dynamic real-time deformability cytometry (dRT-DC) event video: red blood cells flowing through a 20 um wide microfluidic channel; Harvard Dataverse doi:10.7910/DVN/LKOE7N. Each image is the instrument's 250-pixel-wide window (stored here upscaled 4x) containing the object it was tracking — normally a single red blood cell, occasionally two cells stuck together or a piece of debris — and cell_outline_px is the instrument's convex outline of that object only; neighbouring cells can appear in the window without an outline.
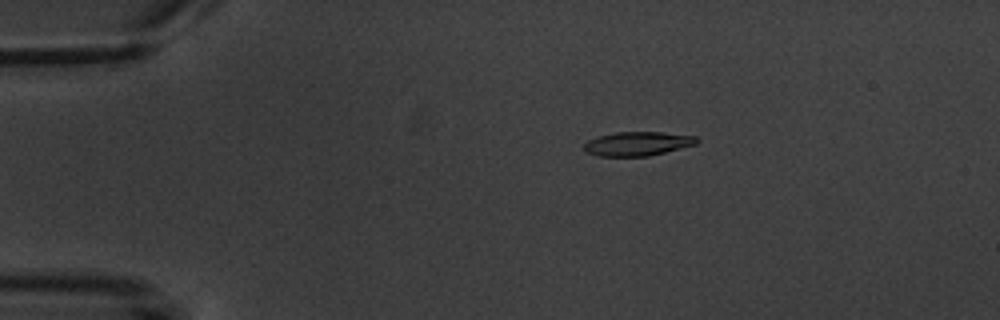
{"species": "common noctule bat (a hibernating species)", "species_latin": "Nyctalus noctula", "temperature_condition": "warm", "stored_images_in_passage": 6, "camera_frame_rate_fps": 3000, "um_per_image_px": 0.085, "animal": {"sex": "male", "body_mass_g": 20.1, "forearm_length_mm": 53.5}, "frame": {"image": 1, "passage_image": 3, "time_ms": 2.333, "image_size_px": [1000, 320], "cell_outline_px": [[700, 140], [696, 144], [648, 156], [596, 156], [584, 152], [584, 144], [588, 140], [600, 136], [616, 132], [660, 132], [696, 136]], "centroid_in_image_um": [54.17, 12.22], "position_along_channel_um": 30.8, "area_um2": 15.72}}
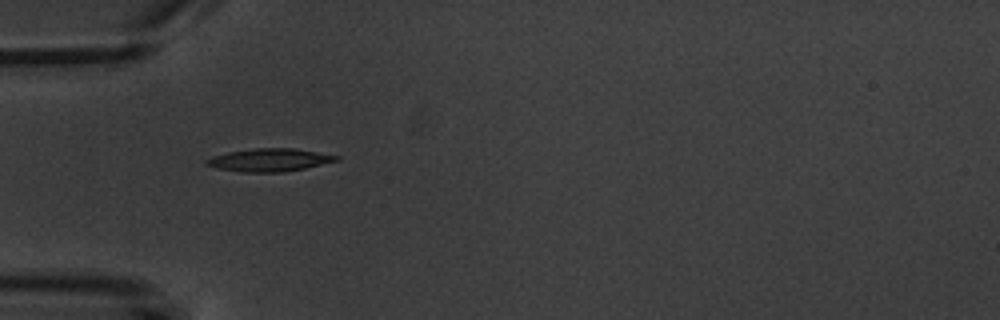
{"frame": {"image": 2, "passage_image": 5, "time_ms": 4.667, "image_size_px": [1000, 320], "cell_outline_px": [[340, 160], [304, 168], [284, 172], [240, 172], [216, 168], [204, 164], [204, 160], [212, 156], [228, 152], [256, 148], [296, 148], [340, 156]], "centroid_in_image_um": [22.88, 13.6], "position_along_channel_um": 62.1, "area_um2": 17.4}}